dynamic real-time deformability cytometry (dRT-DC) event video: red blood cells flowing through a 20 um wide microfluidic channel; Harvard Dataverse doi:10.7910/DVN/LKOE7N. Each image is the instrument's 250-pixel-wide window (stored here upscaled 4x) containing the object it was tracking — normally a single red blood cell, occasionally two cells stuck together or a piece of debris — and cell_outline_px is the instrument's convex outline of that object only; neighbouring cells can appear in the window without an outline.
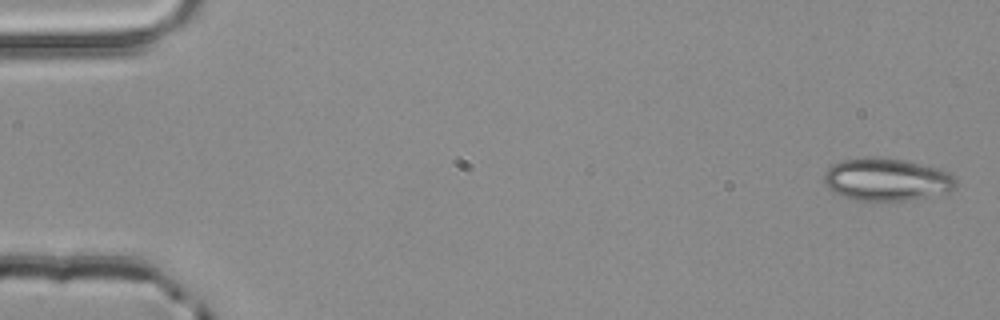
{"species": "common noctule bat (a hibernating species)", "species_latin": "Nyctalus noctula", "temperature_condition": "room temperature", "stored_images_in_passage": 5, "camera_frame_rate_fps": 3000, "um_per_image_px": 0.085, "animal": {"sex": "male", "body_mass_g": 20.4}, "frame": {"image": 1, "passage_image": 1, "time_ms": 0.0, "image_size_px": [1000, 320], "cell_outline_px": [[956, 188], [948, 192], [908, 200], [856, 200], [844, 196], [828, 188], [824, 184], [824, 172], [832, 164], [844, 160], [900, 160], [920, 164], [936, 168], [948, 172], [956, 180]], "centroid_in_image_um": [75.38, 15.3], "position_along_channel_um": 9.6, "area_um2": 31.5}}